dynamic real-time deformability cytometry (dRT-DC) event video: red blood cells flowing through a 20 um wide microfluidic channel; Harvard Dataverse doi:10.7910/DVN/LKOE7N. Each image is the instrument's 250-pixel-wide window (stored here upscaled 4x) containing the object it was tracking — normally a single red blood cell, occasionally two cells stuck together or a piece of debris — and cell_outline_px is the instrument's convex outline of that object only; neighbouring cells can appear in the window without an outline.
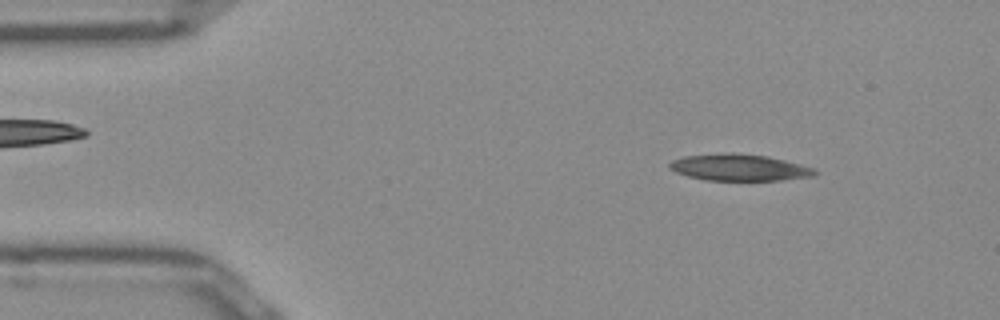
{"species": "Egyptian fruit bat (a non-hibernating species)", "species_latin": "Rousettus aegyptiacus", "temperature_condition": "room temperature", "stored_images_in_passage": 46, "camera_frame_rate_fps": 3000, "um_per_image_px": 0.085, "frame": {"image": 1, "passage_image": 2, "time_ms": 0.333, "image_size_px": [1000, 320], "cell_outline_px": [[820, 172], [816, 176], [780, 180], [704, 180], [688, 176], [676, 172], [668, 168], [668, 164], [672, 160], [684, 156], [728, 152], [732, 152], [768, 156], [816, 168]], "centroid_in_image_um": [62.86, 14.23], "position_along_channel_um": 22.1, "area_um2": 22.77}}
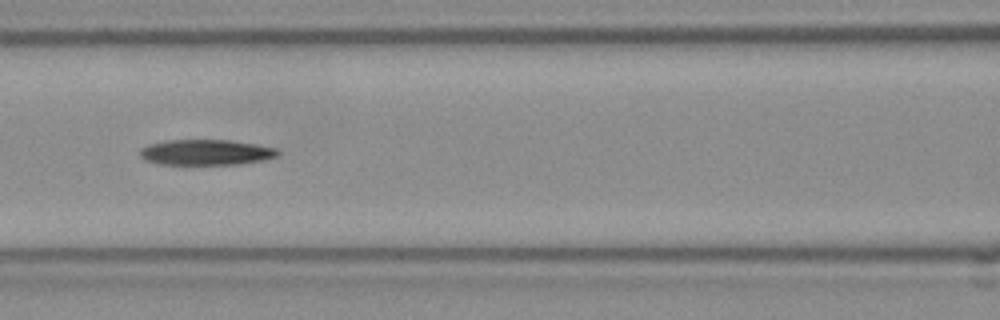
{"frame": {"image": 2, "passage_image": 17, "time_ms": 5.333, "image_size_px": [1000, 320], "cell_outline_px": [[280, 156], [264, 160], [240, 164], [160, 164], [144, 160], [140, 156], [140, 148], [148, 144], [168, 140], [228, 140], [256, 144], [276, 148], [280, 152]], "centroid_in_image_um": [17.53, 12.95], "position_along_channel_um": 149.1, "area_um2": 20.63}}
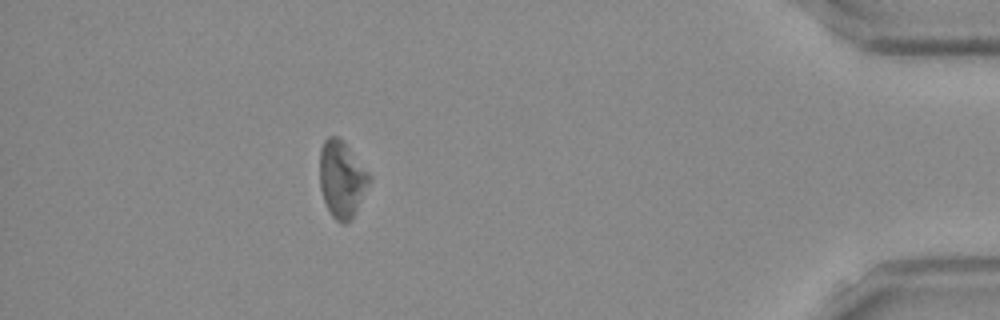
{"frame": {"image": 3, "passage_image": 41, "time_ms": 13.333, "image_size_px": [1000, 320], "cell_outline_px": [[372, 180], [352, 216], [344, 224], [336, 220], [332, 216], [324, 200], [320, 188], [320, 148], [324, 140], [328, 136], [336, 136], [348, 148], [372, 176]], "centroid_in_image_um": [29.04, 15.22], "position_along_channel_um": 406.2, "area_um2": 21.68}}